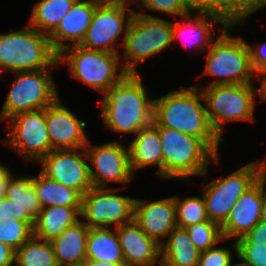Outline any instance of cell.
<instances>
[{
    "label": "cell",
    "instance_id": "21",
    "mask_svg": "<svg viewBox=\"0 0 266 266\" xmlns=\"http://www.w3.org/2000/svg\"><path fill=\"white\" fill-rule=\"evenodd\" d=\"M192 14L183 16L182 19L184 20L180 22L172 21L173 42L179 36L182 37L183 34H186L184 40L189 47L191 46L194 50L198 49L199 51L200 49L201 51L207 50L214 38H216L212 31L214 25L219 24L221 29H224L228 23L217 14L206 12H197L195 16H192Z\"/></svg>",
    "mask_w": 266,
    "mask_h": 266
},
{
    "label": "cell",
    "instance_id": "46",
    "mask_svg": "<svg viewBox=\"0 0 266 266\" xmlns=\"http://www.w3.org/2000/svg\"><path fill=\"white\" fill-rule=\"evenodd\" d=\"M98 4H123V5H131L130 1L135 0H94Z\"/></svg>",
    "mask_w": 266,
    "mask_h": 266
},
{
    "label": "cell",
    "instance_id": "34",
    "mask_svg": "<svg viewBox=\"0 0 266 266\" xmlns=\"http://www.w3.org/2000/svg\"><path fill=\"white\" fill-rule=\"evenodd\" d=\"M266 7V0H227V23L233 27L244 24L253 13Z\"/></svg>",
    "mask_w": 266,
    "mask_h": 266
},
{
    "label": "cell",
    "instance_id": "30",
    "mask_svg": "<svg viewBox=\"0 0 266 266\" xmlns=\"http://www.w3.org/2000/svg\"><path fill=\"white\" fill-rule=\"evenodd\" d=\"M176 205V223L177 227L185 228L192 224H198L209 220L205 201L202 198L190 196L182 198L174 196Z\"/></svg>",
    "mask_w": 266,
    "mask_h": 266
},
{
    "label": "cell",
    "instance_id": "29",
    "mask_svg": "<svg viewBox=\"0 0 266 266\" xmlns=\"http://www.w3.org/2000/svg\"><path fill=\"white\" fill-rule=\"evenodd\" d=\"M15 266H58L49 241L31 236L15 251Z\"/></svg>",
    "mask_w": 266,
    "mask_h": 266
},
{
    "label": "cell",
    "instance_id": "19",
    "mask_svg": "<svg viewBox=\"0 0 266 266\" xmlns=\"http://www.w3.org/2000/svg\"><path fill=\"white\" fill-rule=\"evenodd\" d=\"M127 266H161V245L149 238L132 220L116 227Z\"/></svg>",
    "mask_w": 266,
    "mask_h": 266
},
{
    "label": "cell",
    "instance_id": "45",
    "mask_svg": "<svg viewBox=\"0 0 266 266\" xmlns=\"http://www.w3.org/2000/svg\"><path fill=\"white\" fill-rule=\"evenodd\" d=\"M255 164L257 167V179L266 183V159L261 161L256 160Z\"/></svg>",
    "mask_w": 266,
    "mask_h": 266
},
{
    "label": "cell",
    "instance_id": "26",
    "mask_svg": "<svg viewBox=\"0 0 266 266\" xmlns=\"http://www.w3.org/2000/svg\"><path fill=\"white\" fill-rule=\"evenodd\" d=\"M114 230L104 227L89 228L86 240V260L125 263L116 228Z\"/></svg>",
    "mask_w": 266,
    "mask_h": 266
},
{
    "label": "cell",
    "instance_id": "16",
    "mask_svg": "<svg viewBox=\"0 0 266 266\" xmlns=\"http://www.w3.org/2000/svg\"><path fill=\"white\" fill-rule=\"evenodd\" d=\"M45 119L52 150L80 149L88 144L86 123L66 108L60 97L45 108Z\"/></svg>",
    "mask_w": 266,
    "mask_h": 266
},
{
    "label": "cell",
    "instance_id": "11",
    "mask_svg": "<svg viewBox=\"0 0 266 266\" xmlns=\"http://www.w3.org/2000/svg\"><path fill=\"white\" fill-rule=\"evenodd\" d=\"M119 188L92 187L82 197L81 216L89 228H116L134 220L135 198L117 195Z\"/></svg>",
    "mask_w": 266,
    "mask_h": 266
},
{
    "label": "cell",
    "instance_id": "47",
    "mask_svg": "<svg viewBox=\"0 0 266 266\" xmlns=\"http://www.w3.org/2000/svg\"><path fill=\"white\" fill-rule=\"evenodd\" d=\"M87 266H127L125 263H107V262H96V261H85Z\"/></svg>",
    "mask_w": 266,
    "mask_h": 266
},
{
    "label": "cell",
    "instance_id": "15",
    "mask_svg": "<svg viewBox=\"0 0 266 266\" xmlns=\"http://www.w3.org/2000/svg\"><path fill=\"white\" fill-rule=\"evenodd\" d=\"M80 151V152H79ZM86 151L80 149H55L44 156L40 172L82 196L93 187Z\"/></svg>",
    "mask_w": 266,
    "mask_h": 266
},
{
    "label": "cell",
    "instance_id": "39",
    "mask_svg": "<svg viewBox=\"0 0 266 266\" xmlns=\"http://www.w3.org/2000/svg\"><path fill=\"white\" fill-rule=\"evenodd\" d=\"M194 12L220 15L227 22V0H189Z\"/></svg>",
    "mask_w": 266,
    "mask_h": 266
},
{
    "label": "cell",
    "instance_id": "31",
    "mask_svg": "<svg viewBox=\"0 0 266 266\" xmlns=\"http://www.w3.org/2000/svg\"><path fill=\"white\" fill-rule=\"evenodd\" d=\"M7 198L17 201V203L26 207L28 213L34 219L41 211V206L31 176L13 177L7 189Z\"/></svg>",
    "mask_w": 266,
    "mask_h": 266
},
{
    "label": "cell",
    "instance_id": "20",
    "mask_svg": "<svg viewBox=\"0 0 266 266\" xmlns=\"http://www.w3.org/2000/svg\"><path fill=\"white\" fill-rule=\"evenodd\" d=\"M97 5L98 3L94 0L75 1L71 10L49 35L51 45L58 54L69 46L81 43L91 24Z\"/></svg>",
    "mask_w": 266,
    "mask_h": 266
},
{
    "label": "cell",
    "instance_id": "27",
    "mask_svg": "<svg viewBox=\"0 0 266 266\" xmlns=\"http://www.w3.org/2000/svg\"><path fill=\"white\" fill-rule=\"evenodd\" d=\"M32 183L36 190L41 208L51 206H82V195L63 184L46 177L39 172L32 177Z\"/></svg>",
    "mask_w": 266,
    "mask_h": 266
},
{
    "label": "cell",
    "instance_id": "9",
    "mask_svg": "<svg viewBox=\"0 0 266 266\" xmlns=\"http://www.w3.org/2000/svg\"><path fill=\"white\" fill-rule=\"evenodd\" d=\"M14 74L13 86H11L0 112V122L8 120L20 112L44 109L59 98L51 67L39 71L15 72Z\"/></svg>",
    "mask_w": 266,
    "mask_h": 266
},
{
    "label": "cell",
    "instance_id": "6",
    "mask_svg": "<svg viewBox=\"0 0 266 266\" xmlns=\"http://www.w3.org/2000/svg\"><path fill=\"white\" fill-rule=\"evenodd\" d=\"M120 58L121 54L73 45L58 54V63L68 64L74 79L105 94L128 74L123 67L119 68L122 63Z\"/></svg>",
    "mask_w": 266,
    "mask_h": 266
},
{
    "label": "cell",
    "instance_id": "17",
    "mask_svg": "<svg viewBox=\"0 0 266 266\" xmlns=\"http://www.w3.org/2000/svg\"><path fill=\"white\" fill-rule=\"evenodd\" d=\"M266 200V183L257 180L237 200L226 221L221 225L224 239L245 236L260 220Z\"/></svg>",
    "mask_w": 266,
    "mask_h": 266
},
{
    "label": "cell",
    "instance_id": "28",
    "mask_svg": "<svg viewBox=\"0 0 266 266\" xmlns=\"http://www.w3.org/2000/svg\"><path fill=\"white\" fill-rule=\"evenodd\" d=\"M76 0H41L31 11L29 25L50 35L62 18L71 10Z\"/></svg>",
    "mask_w": 266,
    "mask_h": 266
},
{
    "label": "cell",
    "instance_id": "38",
    "mask_svg": "<svg viewBox=\"0 0 266 266\" xmlns=\"http://www.w3.org/2000/svg\"><path fill=\"white\" fill-rule=\"evenodd\" d=\"M234 244V254L243 263L250 266H266V249L255 248V245H236Z\"/></svg>",
    "mask_w": 266,
    "mask_h": 266
},
{
    "label": "cell",
    "instance_id": "18",
    "mask_svg": "<svg viewBox=\"0 0 266 266\" xmlns=\"http://www.w3.org/2000/svg\"><path fill=\"white\" fill-rule=\"evenodd\" d=\"M134 220L149 238L161 245L177 227L174 196L151 202L135 199Z\"/></svg>",
    "mask_w": 266,
    "mask_h": 266
},
{
    "label": "cell",
    "instance_id": "4",
    "mask_svg": "<svg viewBox=\"0 0 266 266\" xmlns=\"http://www.w3.org/2000/svg\"><path fill=\"white\" fill-rule=\"evenodd\" d=\"M58 53L49 36L28 25L26 28L0 34V74L3 70L30 72L58 66Z\"/></svg>",
    "mask_w": 266,
    "mask_h": 266
},
{
    "label": "cell",
    "instance_id": "14",
    "mask_svg": "<svg viewBox=\"0 0 266 266\" xmlns=\"http://www.w3.org/2000/svg\"><path fill=\"white\" fill-rule=\"evenodd\" d=\"M122 142L115 140L91 146L88 141L84 149L91 164L89 173L93 187H109L111 182L127 185L134 178L129 150Z\"/></svg>",
    "mask_w": 266,
    "mask_h": 266
},
{
    "label": "cell",
    "instance_id": "35",
    "mask_svg": "<svg viewBox=\"0 0 266 266\" xmlns=\"http://www.w3.org/2000/svg\"><path fill=\"white\" fill-rule=\"evenodd\" d=\"M142 8L178 17L194 13L189 0H135Z\"/></svg>",
    "mask_w": 266,
    "mask_h": 266
},
{
    "label": "cell",
    "instance_id": "50",
    "mask_svg": "<svg viewBox=\"0 0 266 266\" xmlns=\"http://www.w3.org/2000/svg\"><path fill=\"white\" fill-rule=\"evenodd\" d=\"M66 266H87V263H80V264H73V265H66Z\"/></svg>",
    "mask_w": 266,
    "mask_h": 266
},
{
    "label": "cell",
    "instance_id": "7",
    "mask_svg": "<svg viewBox=\"0 0 266 266\" xmlns=\"http://www.w3.org/2000/svg\"><path fill=\"white\" fill-rule=\"evenodd\" d=\"M173 43L172 21L135 10L122 46V67L127 73H138L139 63L165 51Z\"/></svg>",
    "mask_w": 266,
    "mask_h": 266
},
{
    "label": "cell",
    "instance_id": "23",
    "mask_svg": "<svg viewBox=\"0 0 266 266\" xmlns=\"http://www.w3.org/2000/svg\"><path fill=\"white\" fill-rule=\"evenodd\" d=\"M89 227L79 220L51 242L58 266L80 264L86 261V240Z\"/></svg>",
    "mask_w": 266,
    "mask_h": 266
},
{
    "label": "cell",
    "instance_id": "42",
    "mask_svg": "<svg viewBox=\"0 0 266 266\" xmlns=\"http://www.w3.org/2000/svg\"><path fill=\"white\" fill-rule=\"evenodd\" d=\"M5 165L0 163V199L7 197V189L11 182V179L14 177Z\"/></svg>",
    "mask_w": 266,
    "mask_h": 266
},
{
    "label": "cell",
    "instance_id": "3",
    "mask_svg": "<svg viewBox=\"0 0 266 266\" xmlns=\"http://www.w3.org/2000/svg\"><path fill=\"white\" fill-rule=\"evenodd\" d=\"M153 124L159 130L163 152V179L208 175L209 163H218L217 155L202 139L176 129Z\"/></svg>",
    "mask_w": 266,
    "mask_h": 266
},
{
    "label": "cell",
    "instance_id": "36",
    "mask_svg": "<svg viewBox=\"0 0 266 266\" xmlns=\"http://www.w3.org/2000/svg\"><path fill=\"white\" fill-rule=\"evenodd\" d=\"M232 248H222L216 245L200 252L198 266H231L234 256Z\"/></svg>",
    "mask_w": 266,
    "mask_h": 266
},
{
    "label": "cell",
    "instance_id": "44",
    "mask_svg": "<svg viewBox=\"0 0 266 266\" xmlns=\"http://www.w3.org/2000/svg\"><path fill=\"white\" fill-rule=\"evenodd\" d=\"M254 76H256L254 79L256 78L261 84L259 89L255 87V95H259L260 99L266 100V72H260Z\"/></svg>",
    "mask_w": 266,
    "mask_h": 266
},
{
    "label": "cell",
    "instance_id": "10",
    "mask_svg": "<svg viewBox=\"0 0 266 266\" xmlns=\"http://www.w3.org/2000/svg\"><path fill=\"white\" fill-rule=\"evenodd\" d=\"M7 138L1 142L22 156L25 161L38 162L52 151L45 119V108L20 112L9 118Z\"/></svg>",
    "mask_w": 266,
    "mask_h": 266
},
{
    "label": "cell",
    "instance_id": "40",
    "mask_svg": "<svg viewBox=\"0 0 266 266\" xmlns=\"http://www.w3.org/2000/svg\"><path fill=\"white\" fill-rule=\"evenodd\" d=\"M236 245H255L266 249V222L259 221L245 236L235 240Z\"/></svg>",
    "mask_w": 266,
    "mask_h": 266
},
{
    "label": "cell",
    "instance_id": "1",
    "mask_svg": "<svg viewBox=\"0 0 266 266\" xmlns=\"http://www.w3.org/2000/svg\"><path fill=\"white\" fill-rule=\"evenodd\" d=\"M199 84L173 90L154 99L153 120L162 127L176 129L202 139L217 155L221 138L210 125ZM203 102V103H202Z\"/></svg>",
    "mask_w": 266,
    "mask_h": 266
},
{
    "label": "cell",
    "instance_id": "37",
    "mask_svg": "<svg viewBox=\"0 0 266 266\" xmlns=\"http://www.w3.org/2000/svg\"><path fill=\"white\" fill-rule=\"evenodd\" d=\"M9 219L35 222V219L28 213L26 207H23L17 201L4 197L0 199V221Z\"/></svg>",
    "mask_w": 266,
    "mask_h": 266
},
{
    "label": "cell",
    "instance_id": "8",
    "mask_svg": "<svg viewBox=\"0 0 266 266\" xmlns=\"http://www.w3.org/2000/svg\"><path fill=\"white\" fill-rule=\"evenodd\" d=\"M201 91L210 125L220 138L225 123L254 121L256 95L252 83L207 86Z\"/></svg>",
    "mask_w": 266,
    "mask_h": 266
},
{
    "label": "cell",
    "instance_id": "33",
    "mask_svg": "<svg viewBox=\"0 0 266 266\" xmlns=\"http://www.w3.org/2000/svg\"><path fill=\"white\" fill-rule=\"evenodd\" d=\"M33 225L13 219L0 221V242L16 251L33 235Z\"/></svg>",
    "mask_w": 266,
    "mask_h": 266
},
{
    "label": "cell",
    "instance_id": "41",
    "mask_svg": "<svg viewBox=\"0 0 266 266\" xmlns=\"http://www.w3.org/2000/svg\"><path fill=\"white\" fill-rule=\"evenodd\" d=\"M251 66L255 74L260 72H266V42L261 44H255L252 47L250 44L247 43Z\"/></svg>",
    "mask_w": 266,
    "mask_h": 266
},
{
    "label": "cell",
    "instance_id": "5",
    "mask_svg": "<svg viewBox=\"0 0 266 266\" xmlns=\"http://www.w3.org/2000/svg\"><path fill=\"white\" fill-rule=\"evenodd\" d=\"M231 29H233L232 24L222 29L221 34L212 41L207 52L202 75L216 78H213L209 86L254 82L255 73L251 66L247 42L240 36H230Z\"/></svg>",
    "mask_w": 266,
    "mask_h": 266
},
{
    "label": "cell",
    "instance_id": "32",
    "mask_svg": "<svg viewBox=\"0 0 266 266\" xmlns=\"http://www.w3.org/2000/svg\"><path fill=\"white\" fill-rule=\"evenodd\" d=\"M194 246L200 251H206L220 242L227 241L221 232V226L216 222L207 220L202 223L185 227Z\"/></svg>",
    "mask_w": 266,
    "mask_h": 266
},
{
    "label": "cell",
    "instance_id": "12",
    "mask_svg": "<svg viewBox=\"0 0 266 266\" xmlns=\"http://www.w3.org/2000/svg\"><path fill=\"white\" fill-rule=\"evenodd\" d=\"M257 180V167L253 161L206 184L201 192L209 220L221 226L239 197Z\"/></svg>",
    "mask_w": 266,
    "mask_h": 266
},
{
    "label": "cell",
    "instance_id": "24",
    "mask_svg": "<svg viewBox=\"0 0 266 266\" xmlns=\"http://www.w3.org/2000/svg\"><path fill=\"white\" fill-rule=\"evenodd\" d=\"M82 206H51L41 208L33 225V236L52 241L69 226L79 221Z\"/></svg>",
    "mask_w": 266,
    "mask_h": 266
},
{
    "label": "cell",
    "instance_id": "49",
    "mask_svg": "<svg viewBox=\"0 0 266 266\" xmlns=\"http://www.w3.org/2000/svg\"><path fill=\"white\" fill-rule=\"evenodd\" d=\"M231 266H250V265H247V264H245V263H243L241 261L240 263H237V264L236 263H234V264L232 263Z\"/></svg>",
    "mask_w": 266,
    "mask_h": 266
},
{
    "label": "cell",
    "instance_id": "22",
    "mask_svg": "<svg viewBox=\"0 0 266 266\" xmlns=\"http://www.w3.org/2000/svg\"><path fill=\"white\" fill-rule=\"evenodd\" d=\"M128 146L130 167L135 174L147 166H157V175L163 179V152L158 128L152 123L139 130Z\"/></svg>",
    "mask_w": 266,
    "mask_h": 266
},
{
    "label": "cell",
    "instance_id": "25",
    "mask_svg": "<svg viewBox=\"0 0 266 266\" xmlns=\"http://www.w3.org/2000/svg\"><path fill=\"white\" fill-rule=\"evenodd\" d=\"M161 244V266H198L200 251L185 228L175 227Z\"/></svg>",
    "mask_w": 266,
    "mask_h": 266
},
{
    "label": "cell",
    "instance_id": "48",
    "mask_svg": "<svg viewBox=\"0 0 266 266\" xmlns=\"http://www.w3.org/2000/svg\"><path fill=\"white\" fill-rule=\"evenodd\" d=\"M261 221L266 222V200L263 205L262 212H261Z\"/></svg>",
    "mask_w": 266,
    "mask_h": 266
},
{
    "label": "cell",
    "instance_id": "13",
    "mask_svg": "<svg viewBox=\"0 0 266 266\" xmlns=\"http://www.w3.org/2000/svg\"><path fill=\"white\" fill-rule=\"evenodd\" d=\"M134 13L135 10L129 5L98 4L91 24L79 45L90 50L121 54L115 44L119 45V38L122 36L120 45L123 46Z\"/></svg>",
    "mask_w": 266,
    "mask_h": 266
},
{
    "label": "cell",
    "instance_id": "2",
    "mask_svg": "<svg viewBox=\"0 0 266 266\" xmlns=\"http://www.w3.org/2000/svg\"><path fill=\"white\" fill-rule=\"evenodd\" d=\"M138 73H128L100 102L105 128L111 131L136 134L153 123L154 99L146 90Z\"/></svg>",
    "mask_w": 266,
    "mask_h": 266
},
{
    "label": "cell",
    "instance_id": "43",
    "mask_svg": "<svg viewBox=\"0 0 266 266\" xmlns=\"http://www.w3.org/2000/svg\"><path fill=\"white\" fill-rule=\"evenodd\" d=\"M15 250L0 242V266H15Z\"/></svg>",
    "mask_w": 266,
    "mask_h": 266
}]
</instances>
